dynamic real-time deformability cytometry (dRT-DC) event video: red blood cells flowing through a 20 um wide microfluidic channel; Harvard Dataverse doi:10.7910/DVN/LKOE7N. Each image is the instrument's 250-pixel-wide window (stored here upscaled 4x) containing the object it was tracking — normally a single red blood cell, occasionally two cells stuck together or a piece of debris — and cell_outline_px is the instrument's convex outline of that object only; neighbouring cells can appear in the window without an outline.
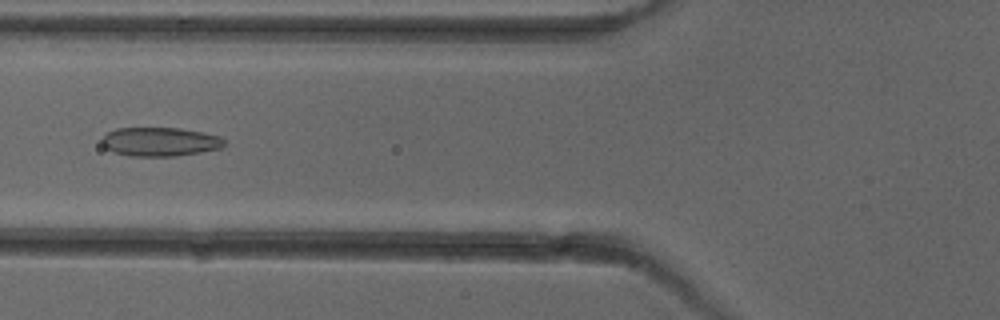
{"species": "common noctule bat (a hibernating species)", "species_latin": "Nyctalus noctula", "temperature_condition": "cold", "stored_images_in_passage": 6, "camera_frame_rate_fps": 3000, "um_per_image_px": 0.085, "animal": {"sex": "female"}, "frame": {"image": 1, "passage_image": 5, "time_ms": 5.0, "image_size_px": [1000, 320], "cell_outline_px": [[228, 144], [220, 148], [200, 152], [176, 156], [128, 156], [112, 152], [104, 148], [100, 140], [108, 132], [116, 128], [180, 128], [204, 132], [220, 136]], "centroid_in_image_um": [13.59, 12.05], "position_along_channel_um": 112.2, "area_um2": 20.87}}
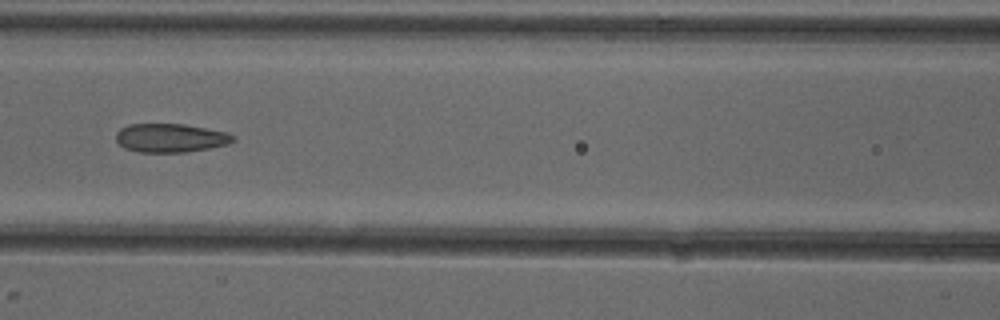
{"frame": {"image": 2, "passage_image": 6, "time_ms": 6.0, "image_size_px": [1000, 320], "cell_outline_px": [[236, 140], [228, 144], [208, 148], [184, 152], [140, 152], [124, 148], [116, 140], [116, 132], [120, 128], [128, 124], [184, 124], [228, 132], [236, 136]], "centroid_in_image_um": [14.51, 11.72], "position_along_channel_um": 152.1, "area_um2": 19.65}}